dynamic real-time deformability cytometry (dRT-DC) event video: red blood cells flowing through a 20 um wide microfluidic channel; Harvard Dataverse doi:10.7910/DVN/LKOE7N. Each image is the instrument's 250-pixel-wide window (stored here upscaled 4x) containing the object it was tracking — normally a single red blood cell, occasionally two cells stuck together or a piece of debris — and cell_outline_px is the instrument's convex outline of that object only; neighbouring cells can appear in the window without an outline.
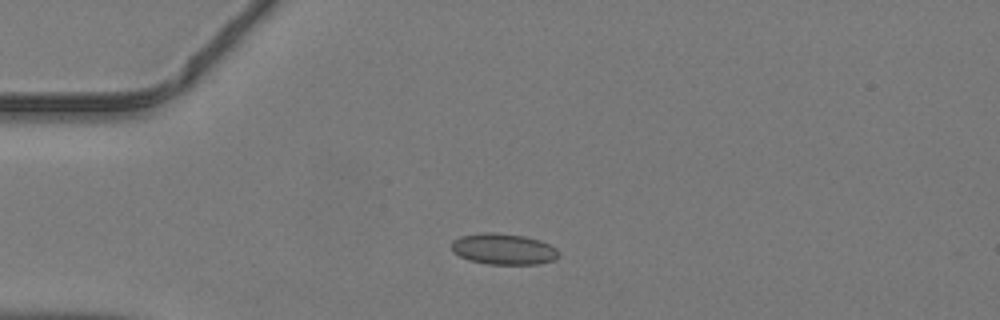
{"species": "common noctule bat (a hibernating species)", "species_latin": "Nyctalus noctula", "temperature_condition": "warm", "stored_images_in_passage": 36, "camera_frame_rate_fps": 3000, "um_per_image_px": 0.085, "animal": {"sex": "male", "body_mass_g": 19.2, "forearm_length_mm": 51.8}, "frame": {"image": 1, "passage_image": 1, "time_ms": 0.0, "image_size_px": [1000, 320], "cell_outline_px": [[560, 256], [556, 260], [536, 264], [488, 264], [468, 260], [452, 252], [452, 240], [460, 236], [484, 232], [492, 232], [524, 236], [540, 240], [556, 248], [560, 252]], "centroid_in_image_um": [42.81, 21.17], "position_along_channel_um": 42.2, "area_um2": 19.54}}
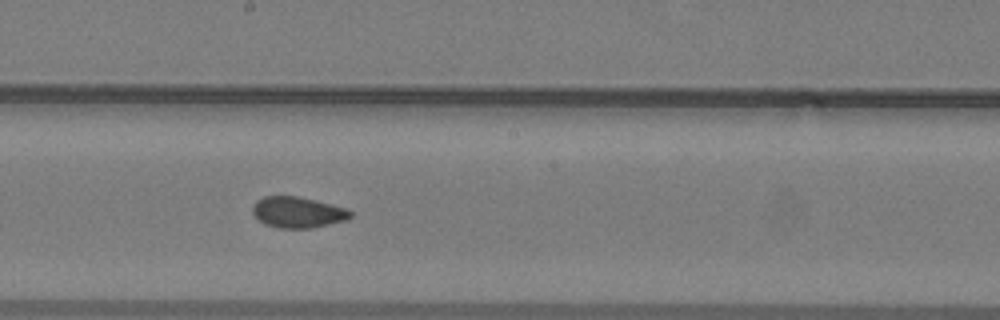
{"frame": {"image": 2, "passage_image": 15, "time_ms": 4.667, "image_size_px": [1000, 320], "cell_outline_px": [[352, 216], [348, 220], [312, 228], [280, 228], [264, 224], [256, 220], [252, 212], [252, 204], [256, 200], [264, 196], [296, 196], [348, 208], [352, 212]], "centroid_in_image_um": [25.29, 18.05], "position_along_channel_um": 222.9, "area_um2": 17.92}}
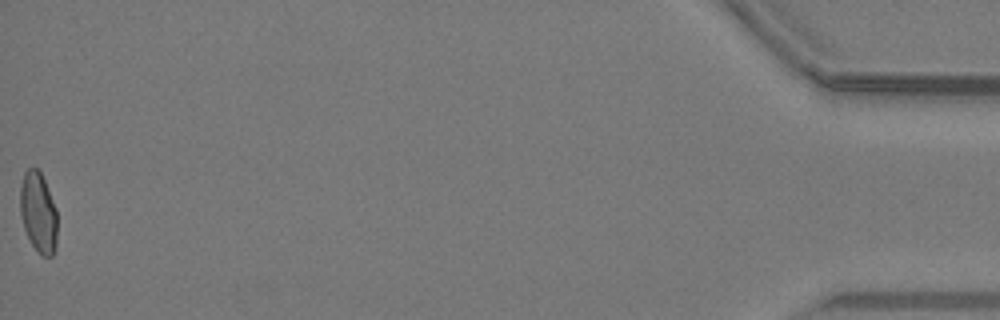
{"frame": {"image": 3, "passage_image": 36, "time_ms": 11.667, "image_size_px": [1000, 320], "cell_outline_px": [[56, 244], [52, 256], [40, 256], [32, 244], [24, 228], [20, 212], [20, 188], [24, 172], [28, 168], [36, 168], [40, 172], [44, 180], [56, 208]], "centroid_in_image_um": [3.25, 18.06], "position_along_channel_um": 432.0, "area_um2": 17.22}}